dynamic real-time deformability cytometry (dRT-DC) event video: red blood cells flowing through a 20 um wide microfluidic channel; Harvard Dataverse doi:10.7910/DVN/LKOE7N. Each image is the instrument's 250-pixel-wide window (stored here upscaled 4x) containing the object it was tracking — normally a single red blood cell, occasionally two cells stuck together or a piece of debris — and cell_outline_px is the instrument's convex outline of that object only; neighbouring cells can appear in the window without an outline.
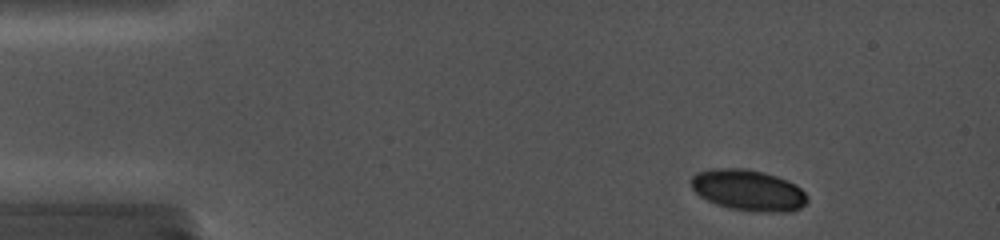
{"species": "common noctule bat (a hibernating species)", "species_latin": "Nyctalus noctula", "temperature_condition": "cold", "stored_images_in_passage": 9, "camera_frame_rate_fps": 5000, "um_per_image_px": 0.085, "animal": {"sex": "female", "body_mass_g": 19.0, "forearm_length_mm": 56.7}, "frame": {"image": 1, "passage_image": 3, "time_ms": 1.0, "image_size_px": [1000, 240], "cell_outline_px": [[808, 200], [800, 208], [792, 212], [752, 212], [728, 208], [716, 204], [700, 196], [692, 188], [692, 176], [696, 172], [712, 168], [744, 168], [764, 172], [788, 180], [796, 184], [808, 196]], "centroid_in_image_um": [63.62, 16.17], "position_along_channel_um": 21.4, "area_um2": 28.09}}